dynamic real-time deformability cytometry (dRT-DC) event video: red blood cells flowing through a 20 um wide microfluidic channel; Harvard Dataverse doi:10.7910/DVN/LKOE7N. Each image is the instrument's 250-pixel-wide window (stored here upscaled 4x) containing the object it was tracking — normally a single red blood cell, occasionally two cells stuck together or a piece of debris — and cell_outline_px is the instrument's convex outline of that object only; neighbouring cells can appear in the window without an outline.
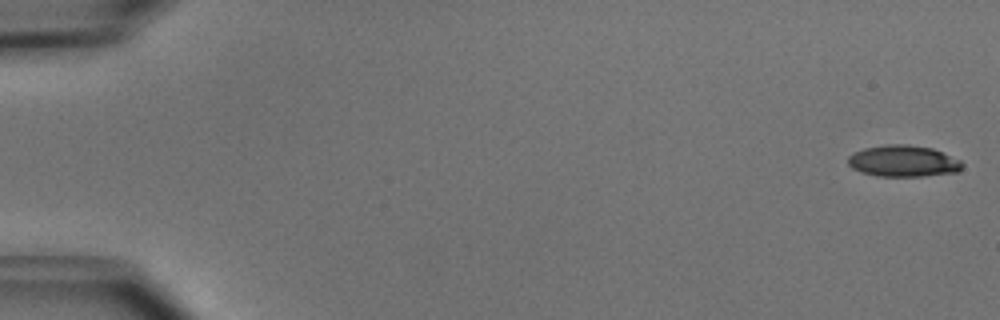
{"species": "common noctule bat (a hibernating species)", "species_latin": "Nyctalus noctula", "temperature_condition": "cold", "stored_images_in_passage": 3, "camera_frame_rate_fps": 3000, "um_per_image_px": 0.085, "animal": {"sex": "male", "body_mass_g": 15.6}, "frame": {"image": 1, "passage_image": 1, "time_ms": 0.0, "image_size_px": [1000, 320], "cell_outline_px": [[964, 164], [956, 172], [924, 176], [876, 176], [860, 172], [852, 168], [848, 164], [848, 156], [852, 152], [864, 148], [884, 144], [908, 144], [932, 148], [960, 160]], "centroid_in_image_um": [76.72, 13.68], "position_along_channel_um": 8.3, "area_um2": 21.04}}